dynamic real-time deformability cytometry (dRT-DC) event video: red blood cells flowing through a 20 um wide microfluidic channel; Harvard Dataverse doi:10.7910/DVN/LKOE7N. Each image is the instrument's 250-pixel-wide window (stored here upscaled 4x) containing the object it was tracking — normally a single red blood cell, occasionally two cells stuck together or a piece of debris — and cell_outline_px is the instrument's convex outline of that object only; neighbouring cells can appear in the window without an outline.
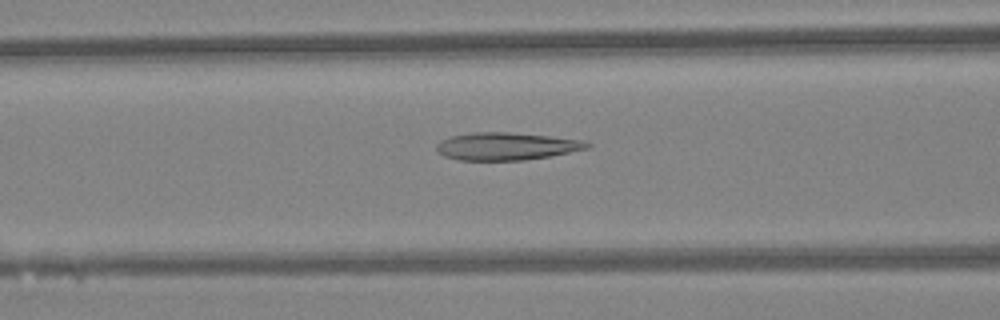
{"species": "Egyptian fruit bat (a non-hibernating species)", "species_latin": "Rousettus aegyptiacus", "temperature_condition": "warm", "stored_images_in_passage": 34, "camera_frame_rate_fps": 3000, "um_per_image_px": 0.085, "animal": {"sex": "female"}, "frame": {"image": 1, "passage_image": 6, "time_ms": 1.667, "image_size_px": [1000, 320], "cell_outline_px": [[592, 144], [588, 148], [548, 156], [524, 160], [460, 160], [444, 156], [436, 152], [436, 144], [440, 140], [452, 136], [472, 132], [508, 132], [548, 136], [584, 140]], "centroid_in_image_um": [43.0, 12.43], "position_along_channel_um": 123.6, "area_um2": 24.1}}
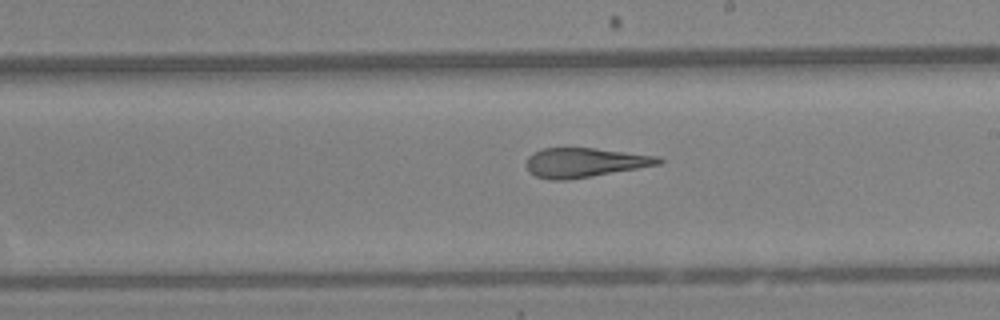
{"frame": {"image": 2, "passage_image": 14, "time_ms": 4.333, "image_size_px": [1000, 320], "cell_outline_px": [[664, 160], [660, 164], [592, 176], [564, 180], [552, 180], [536, 176], [528, 172], [524, 164], [528, 156], [544, 148], [596, 148], [660, 156]], "centroid_in_image_um": [49.69, 13.81], "position_along_channel_um": 239.3, "area_um2": 22.66}}
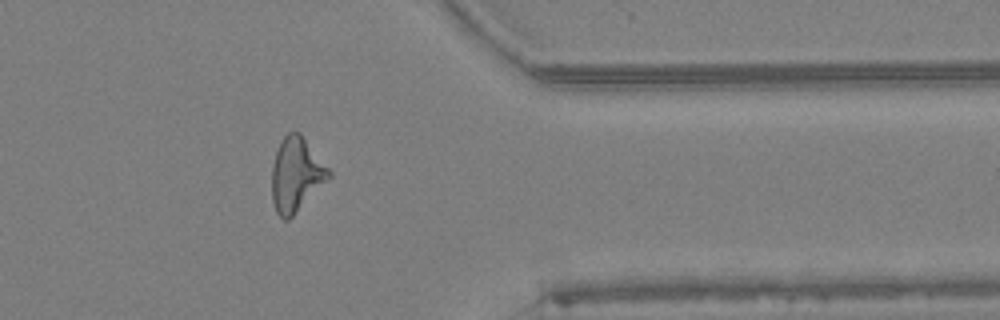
{"frame": {"image": 3, "passage_image": 25, "time_ms": 8.0, "image_size_px": [1000, 320], "cell_outline_px": [[332, 176], [288, 220], [284, 220], [276, 212], [272, 200], [272, 164], [280, 140], [288, 132], [300, 132], [332, 172]], "centroid_in_image_um": [25.17, 14.82], "position_along_channel_um": 386.2, "area_um2": 24.51}, "authors_computed_cell_mechanics": {"area_um2": 23.7558, "velocity_mm_per_s": 4.3575, "shape_relaxation_time_tau1_ms": null, "shape_relaxation_time_tau2_ms": 2.4389, "deformation_change_tau1": null, "deformation_change_tau2": 0.1171}}